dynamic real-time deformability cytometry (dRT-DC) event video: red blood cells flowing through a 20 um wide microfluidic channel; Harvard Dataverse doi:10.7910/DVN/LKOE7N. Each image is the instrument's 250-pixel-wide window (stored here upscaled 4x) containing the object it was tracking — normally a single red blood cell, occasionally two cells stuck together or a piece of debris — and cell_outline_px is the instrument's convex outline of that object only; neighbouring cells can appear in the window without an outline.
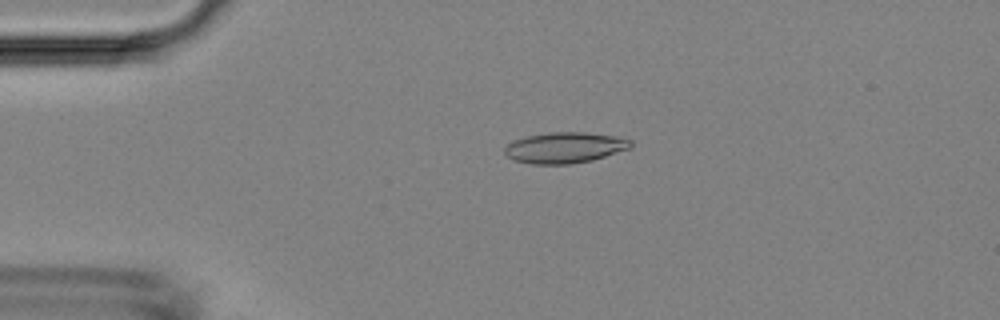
{"species": "Egyptian fruit bat (a non-hibernating species)", "species_latin": "Rousettus aegyptiacus", "temperature_condition": "room temperature", "stored_images_in_passage": 4, "camera_frame_rate_fps": 3000, "um_per_image_px": 0.085, "animal": {"sex": "female"}, "frame": {"image": 1, "passage_image": 3, "time_ms": 2.333, "image_size_px": [1000, 320], "cell_outline_px": [[632, 148], [592, 160], [572, 164], [532, 164], [512, 160], [504, 152], [504, 148], [512, 140], [528, 136], [548, 132], [584, 132], [616, 136], [632, 140]], "centroid_in_image_um": [48.01, 12.55], "position_along_channel_um": 37.0, "area_um2": 22.83}}